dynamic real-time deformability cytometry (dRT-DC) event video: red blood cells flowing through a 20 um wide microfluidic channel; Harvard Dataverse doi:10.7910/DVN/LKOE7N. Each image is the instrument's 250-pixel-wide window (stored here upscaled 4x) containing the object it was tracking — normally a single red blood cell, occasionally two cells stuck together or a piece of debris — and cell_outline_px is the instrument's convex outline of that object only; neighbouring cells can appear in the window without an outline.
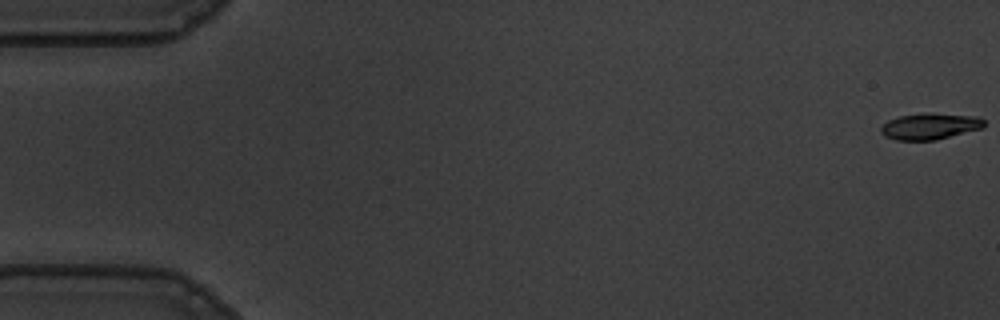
{"species": "common noctule bat (a hibernating species)", "species_latin": "Nyctalus noctula", "temperature_condition": "warm", "stored_images_in_passage": 57, "camera_frame_rate_fps": 3000, "um_per_image_px": 0.085, "animal": {"sex": "male", "body_mass_g": 19.5, "forearm_length_mm": 54.6}, "frame": {"image": 1, "passage_image": 1, "time_ms": 0.0, "image_size_px": [1000, 320], "cell_outline_px": [[984, 128], [936, 140], [896, 140], [884, 136], [880, 132], [880, 128], [888, 120], [900, 116], [980, 116], [984, 120]], "centroid_in_image_um": [79.04, 10.8], "position_along_channel_um": 6.0, "area_um2": 14.91}}
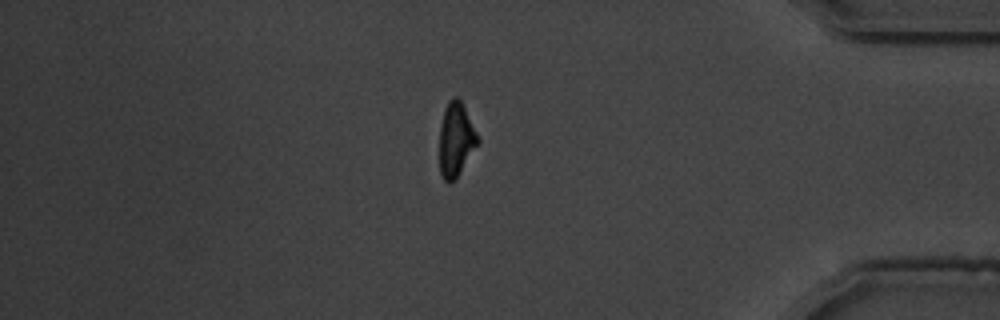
{"frame": {"image": 2, "passage_image": 49, "time_ms": 16.0, "image_size_px": [1000, 320], "cell_outline_px": [[480, 140], [456, 180], [448, 184], [444, 180], [440, 172], [440, 124], [444, 108], [448, 100], [452, 96], [456, 96], [460, 100]], "centroid_in_image_um": [38.73, 11.88], "position_along_channel_um": 396.5, "area_um2": 16.47}}
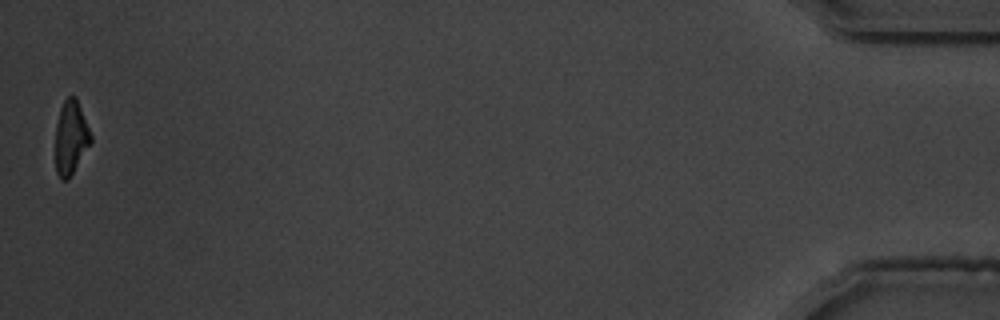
{"frame": {"image": 3, "passage_image": 57, "time_ms": 18.667, "image_size_px": [1000, 320], "cell_outline_px": [[92, 140], [68, 180], [60, 180], [56, 172], [56, 124], [60, 108], [64, 100], [68, 96], [76, 96], [92, 136]], "centroid_in_image_um": [6.01, 11.68], "position_along_channel_um": 429.2, "area_um2": 15.09}, "authors_computed_cell_mechanics": {"area_um2": 16.9354, "velocity_mm_per_s": 3.5674, "shape_relaxation_time_tau1_ms": 2.2697, "shape_relaxation_time_tau2_ms": 3.1586, "deformation_change_tau1": 0.182, "deformation_change_tau2": 0.1034}}